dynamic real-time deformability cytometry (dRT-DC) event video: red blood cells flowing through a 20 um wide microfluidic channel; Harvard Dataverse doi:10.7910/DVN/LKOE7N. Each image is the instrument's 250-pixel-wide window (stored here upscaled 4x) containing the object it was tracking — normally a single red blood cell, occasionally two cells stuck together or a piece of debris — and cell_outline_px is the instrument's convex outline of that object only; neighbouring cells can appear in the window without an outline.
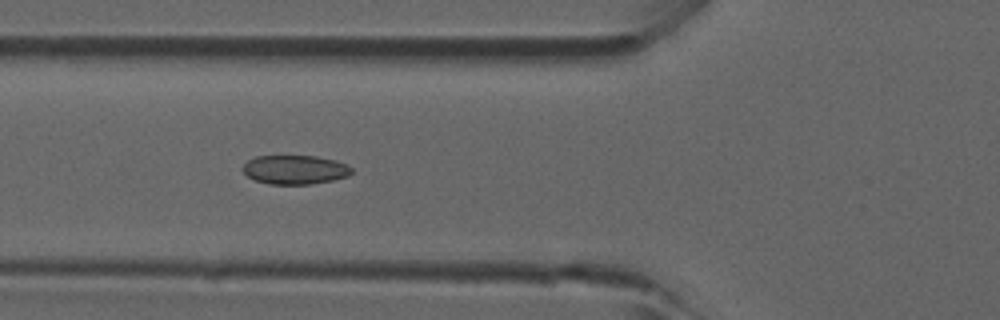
{"species": "common noctule bat (a hibernating species)", "species_latin": "Nyctalus noctula", "temperature_condition": "room temperature", "stored_images_in_passage": 41, "camera_frame_rate_fps": 3000, "um_per_image_px": 0.085, "animal": {"sex": "male", "forearm_length_mm": 52.5}, "frame": {"image": 1, "passage_image": 12, "time_ms": 3.667, "image_size_px": [1000, 320], "cell_outline_px": [[352, 172], [348, 176], [332, 180], [312, 184], [268, 184], [252, 180], [240, 168], [248, 160], [256, 156], [316, 156], [336, 160], [348, 164], [352, 168]], "centroid_in_image_um": [25.06, 14.42], "position_along_channel_um": 100.7, "area_um2": 18.61}}
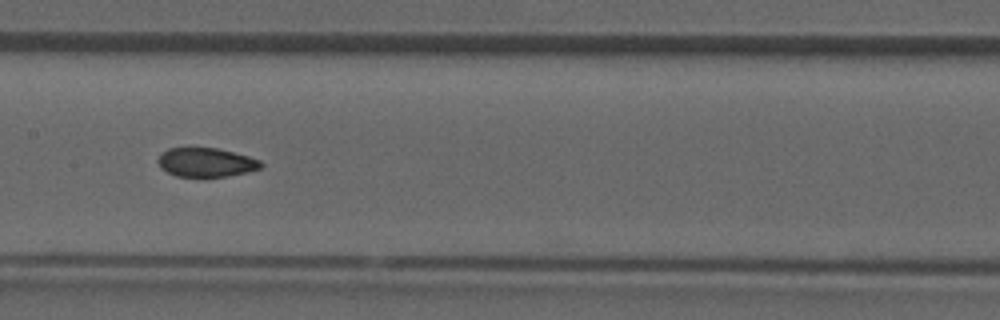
{"frame": {"image": 2, "passage_image": 18, "time_ms": 5.667, "image_size_px": [1000, 320], "cell_outline_px": [[264, 164], [260, 168], [248, 172], [224, 176], [176, 176], [160, 168], [156, 160], [168, 148], [216, 148], [248, 156], [260, 160]], "centroid_in_image_um": [17.51, 13.8], "position_along_channel_um": 189.9, "area_um2": 17.17}}